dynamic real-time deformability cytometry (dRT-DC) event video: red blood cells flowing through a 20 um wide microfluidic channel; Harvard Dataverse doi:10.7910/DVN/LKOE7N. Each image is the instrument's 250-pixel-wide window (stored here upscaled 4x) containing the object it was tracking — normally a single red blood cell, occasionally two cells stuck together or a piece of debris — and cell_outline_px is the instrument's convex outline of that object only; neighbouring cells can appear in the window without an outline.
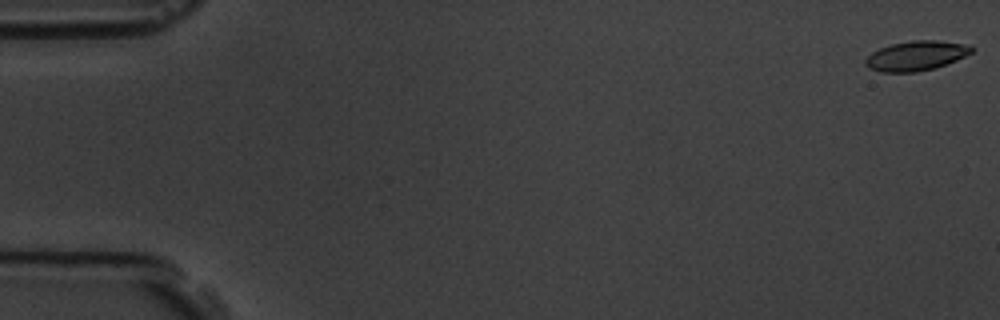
{"species": "common noctule bat (a hibernating species)", "species_latin": "Nyctalus noctula", "temperature_condition": "room temperature", "stored_images_in_passage": 7, "camera_frame_rate_fps": 3000, "um_per_image_px": 0.085, "animal": {"sex": "male", "body_mass_g": 19.5, "forearm_length_mm": 54.6}, "frame": {"image": 1, "passage_image": 1, "time_ms": 0.0, "image_size_px": [1000, 320], "cell_outline_px": [[976, 48], [972, 52], [956, 60], [936, 68], [916, 72], [880, 72], [868, 68], [864, 64], [864, 60], [872, 52], [880, 48], [892, 44], [912, 40], [936, 40], [972, 44]], "centroid_in_image_um": [77.9, 4.73], "position_along_channel_um": 7.1, "area_um2": 18.61}}
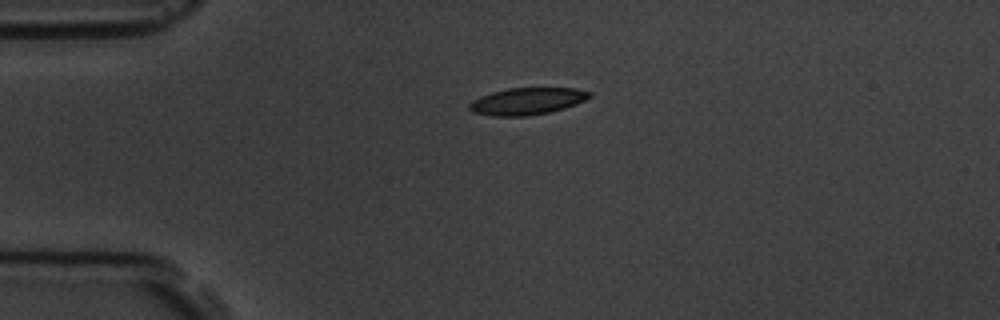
{"frame": {"image": 2, "passage_image": 5, "time_ms": 4.333, "image_size_px": [1000, 320], "cell_outline_px": [[592, 96], [576, 104], [564, 108], [548, 112], [524, 116], [492, 116], [472, 112], [468, 108], [468, 104], [472, 100], [480, 96], [492, 92], [508, 88], [576, 88], [592, 92]], "centroid_in_image_um": [44.78, 8.6], "position_along_channel_um": 40.2, "area_um2": 18.9}}
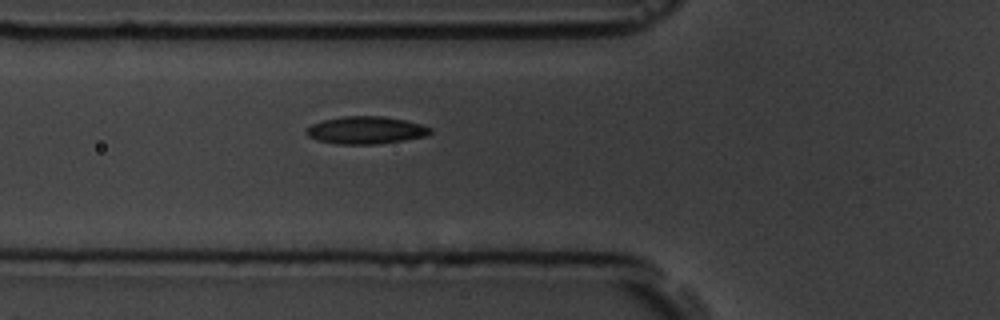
{"frame": {"image": 3, "passage_image": 7, "time_ms": 6.667, "image_size_px": [1000, 320], "cell_outline_px": [[432, 132], [428, 136], [404, 140], [376, 144], [336, 144], [316, 140], [308, 136], [304, 132], [312, 124], [324, 120], [344, 116], [384, 116], [404, 120], [420, 124], [432, 128]], "centroid_in_image_um": [31.11, 11.07], "position_along_channel_um": 94.7, "area_um2": 19.88}}